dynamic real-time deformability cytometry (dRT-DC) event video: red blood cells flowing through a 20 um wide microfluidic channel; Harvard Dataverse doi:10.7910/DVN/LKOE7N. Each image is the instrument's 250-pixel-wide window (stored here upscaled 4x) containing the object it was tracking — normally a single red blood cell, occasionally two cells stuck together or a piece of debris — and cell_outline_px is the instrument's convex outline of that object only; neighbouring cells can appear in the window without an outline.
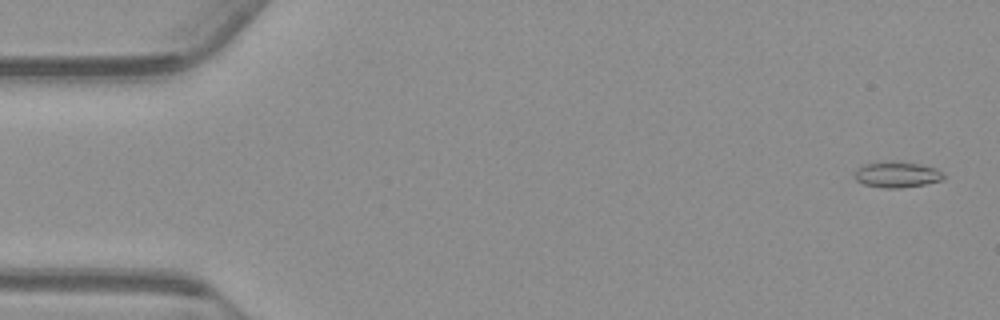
{"species": "common noctule bat (a hibernating species)", "species_latin": "Nyctalus noctula", "temperature_condition": "warm", "stored_images_in_passage": 51, "camera_frame_rate_fps": 3000, "um_per_image_px": 0.085, "animal": {"sex": "male", "body_mass_g": 23.1, "forearm_length_mm": 52.7}, "frame": {"image": 1, "passage_image": 2, "time_ms": 0.333, "image_size_px": [1000, 320], "cell_outline_px": [[944, 180], [924, 184], [900, 188], [884, 188], [864, 184], [856, 180], [856, 172], [860, 168], [868, 164], [892, 160], [920, 164], [936, 168], [944, 176]], "centroid_in_image_um": [76.29, 14.84], "position_along_channel_um": 8.7, "area_um2": 13.18}}
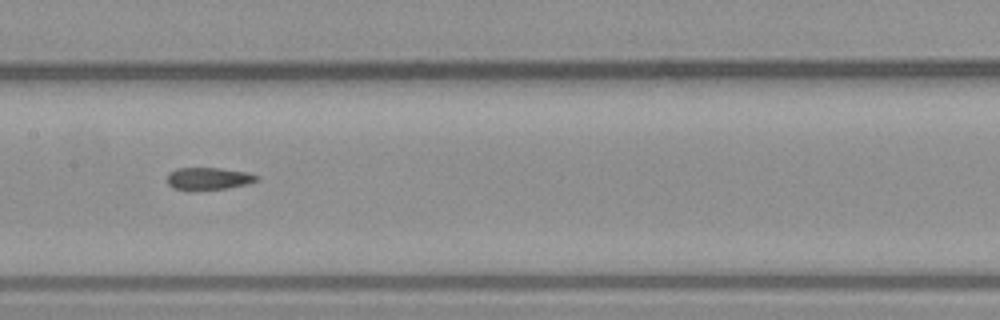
{"frame": {"image": 2, "passage_image": 27, "time_ms": 8.667, "image_size_px": [1000, 320], "cell_outline_px": [[260, 180], [248, 184], [228, 188], [192, 192], [188, 192], [172, 188], [168, 184], [168, 172], [176, 168], [220, 168], [248, 172], [260, 176]], "centroid_in_image_um": [17.72, 15.21], "position_along_channel_um": 189.7, "area_um2": 12.25}}
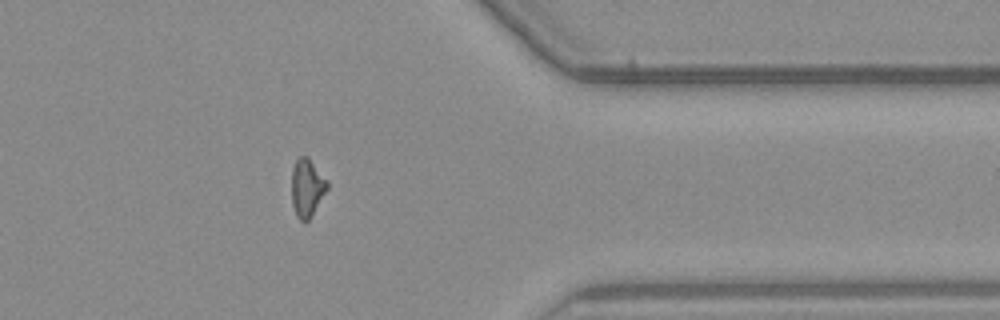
{"frame": {"image": 3, "passage_image": 44, "time_ms": 14.333, "image_size_px": [1000, 320], "cell_outline_px": [[328, 188], [308, 220], [304, 224], [296, 216], [292, 204], [292, 168], [296, 160], [300, 156], [308, 156], [328, 180]], "centroid_in_image_um": [26.09, 15.94], "position_along_channel_um": 385.3, "area_um2": 12.08}}